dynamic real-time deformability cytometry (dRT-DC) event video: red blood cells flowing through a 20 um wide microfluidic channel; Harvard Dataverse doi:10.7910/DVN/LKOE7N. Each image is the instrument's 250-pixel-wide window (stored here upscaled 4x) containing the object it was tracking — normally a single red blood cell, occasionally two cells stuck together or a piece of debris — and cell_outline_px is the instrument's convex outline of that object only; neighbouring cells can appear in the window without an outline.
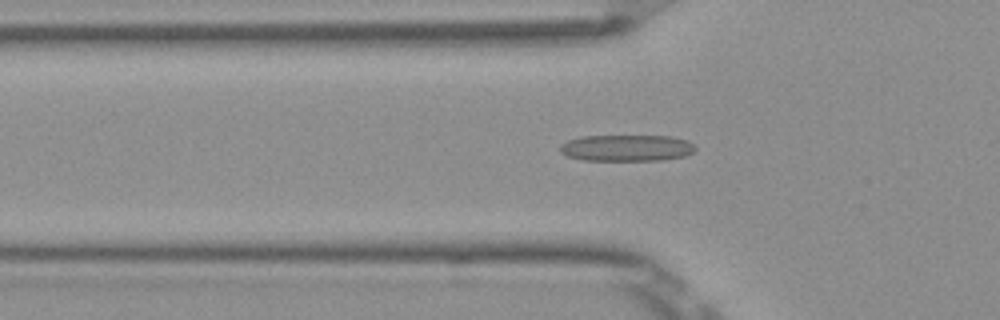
{"species": "Egyptian fruit bat (a non-hibernating species)", "species_latin": "Rousettus aegyptiacus", "temperature_condition": "room temperature", "stored_images_in_passage": 53, "camera_frame_rate_fps": 3000, "um_per_image_px": 0.085, "frame": {"image": 1, "passage_image": 18, "time_ms": 5.667, "image_size_px": [1000, 320], "cell_outline_px": [[696, 148], [692, 152], [684, 156], [664, 160], [584, 160], [568, 156], [560, 152], [560, 144], [568, 140], [580, 136], [672, 136], [688, 140], [696, 144]], "centroid_in_image_um": [53.29, 12.57], "position_along_channel_um": 72.5, "area_um2": 20.98}}
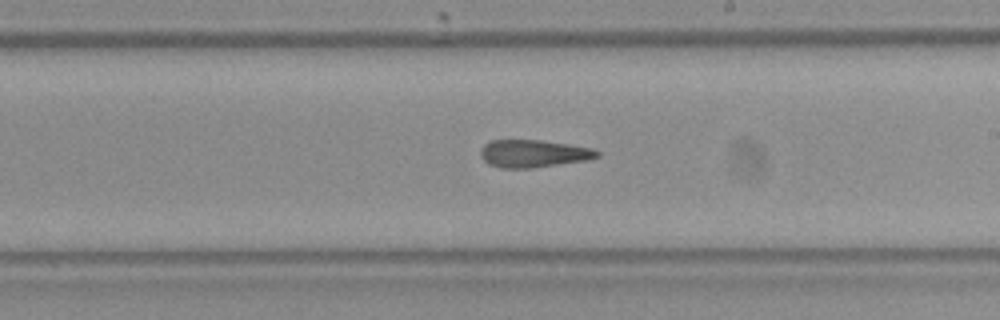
{"frame": {"image": 2, "passage_image": 31, "time_ms": 10.0, "image_size_px": [1000, 320], "cell_outline_px": [[600, 156], [588, 160], [532, 168], [500, 168], [488, 164], [480, 156], [480, 148], [484, 144], [492, 140], [540, 140], [568, 144], [592, 148], [600, 152]], "centroid_in_image_um": [45.33, 13.05], "position_along_channel_um": 243.7, "area_um2": 18.84}}
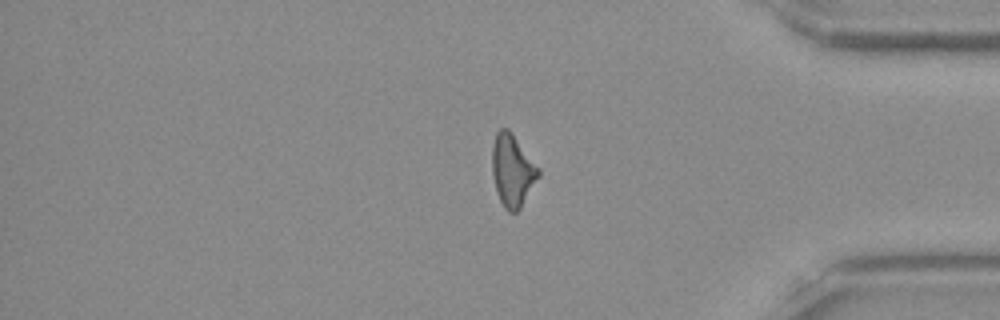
{"frame": {"image": 3, "passage_image": 44, "time_ms": 14.333, "image_size_px": [1000, 320], "cell_outline_px": [[540, 176], [520, 208], [516, 212], [508, 212], [504, 208], [496, 192], [492, 172], [492, 144], [496, 132], [500, 128], [508, 128], [540, 168]], "centroid_in_image_um": [43.55, 14.48], "position_along_channel_um": 391.6, "area_um2": 19.59}, "authors_computed_cell_mechanics": {"area_um2": 19.5942, "velocity_mm_per_s": 3.9249, "shape_relaxation_time_tau1_ms": null, "shape_relaxation_time_tau2_ms": 3.5681, "deformation_change_tau1": null, "deformation_change_tau2": 0.1472}}